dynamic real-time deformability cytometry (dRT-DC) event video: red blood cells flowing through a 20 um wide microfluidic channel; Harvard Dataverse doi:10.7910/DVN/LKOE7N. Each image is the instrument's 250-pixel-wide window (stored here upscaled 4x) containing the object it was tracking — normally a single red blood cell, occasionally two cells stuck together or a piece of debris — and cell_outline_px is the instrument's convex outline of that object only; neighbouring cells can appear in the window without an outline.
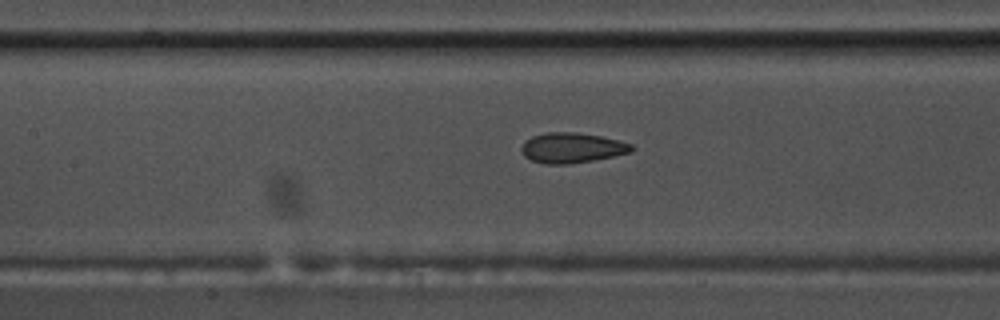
{"species": "common noctule bat (a hibernating species)", "species_latin": "Nyctalus noctula", "temperature_condition": "warm", "stored_images_in_passage": 39, "camera_frame_rate_fps": 3000, "um_per_image_px": 0.085, "animal": {"sex": "male", "body_mass_g": 17.5, "forearm_length_mm": 52.3}, "frame": {"image": 1, "passage_image": 9, "time_ms": 2.667, "image_size_px": [1000, 320], "cell_outline_px": [[632, 152], [592, 160], [568, 164], [544, 164], [532, 160], [524, 156], [520, 148], [524, 140], [532, 136], [544, 132], [576, 132], [600, 136], [632, 144]], "centroid_in_image_um": [48.55, 12.56], "position_along_channel_um": 158.8, "area_um2": 19.31}}
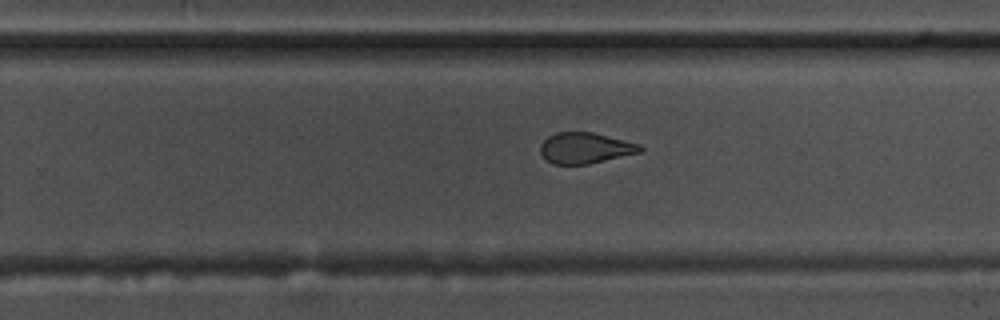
{"frame": {"image": 2, "passage_image": 19, "time_ms": 6.0, "image_size_px": [1000, 320], "cell_outline_px": [[644, 148], [640, 152], [588, 164], [552, 164], [544, 160], [540, 152], [540, 144], [548, 136], [556, 132], [592, 132], [640, 144]], "centroid_in_image_um": [49.7, 12.58], "position_along_channel_um": 280.1, "area_um2": 17.98}}
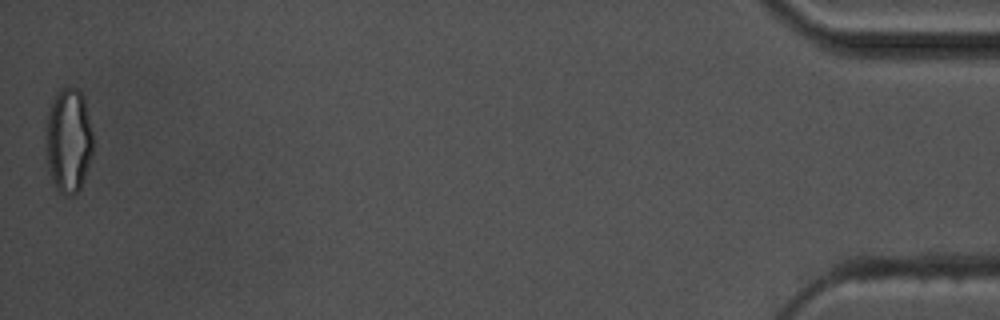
{"frame": {"image": 3, "passage_image": 39, "time_ms": 12.667, "image_size_px": [1000, 320], "cell_outline_px": [[92, 156], [80, 188], [72, 196], [68, 196], [60, 192], [56, 188], [48, 164], [44, 128], [52, 100], [56, 92], [60, 88], [76, 88], [84, 96], [92, 132]], "centroid_in_image_um": [5.82, 11.91], "position_along_channel_um": 429.4, "area_um2": 28.73}, "authors_computed_cell_mechanics": {"area_um2": 19.363, "velocity_mm_per_s": 3.6529, "shape_relaxation_time_tau1_ms": 10.7976, "shape_relaxation_time_tau2_ms": 1.6877, "deformation_change_tau1": 0.2167, "deformation_change_tau2": 0.0977}}